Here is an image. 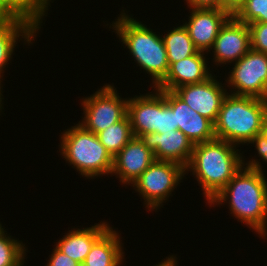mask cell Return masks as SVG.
Here are the masks:
<instances>
[{
    "instance_id": "cell-1",
    "label": "cell",
    "mask_w": 267,
    "mask_h": 266,
    "mask_svg": "<svg viewBox=\"0 0 267 266\" xmlns=\"http://www.w3.org/2000/svg\"><path fill=\"white\" fill-rule=\"evenodd\" d=\"M260 159H251L233 176L209 205L229 203L230 214L259 236L267 235V179ZM246 166V167H245Z\"/></svg>"
},
{
    "instance_id": "cell-2",
    "label": "cell",
    "mask_w": 267,
    "mask_h": 266,
    "mask_svg": "<svg viewBox=\"0 0 267 266\" xmlns=\"http://www.w3.org/2000/svg\"><path fill=\"white\" fill-rule=\"evenodd\" d=\"M236 146L216 138L194 145L185 171L196 177L208 204L243 166L244 158Z\"/></svg>"
},
{
    "instance_id": "cell-3",
    "label": "cell",
    "mask_w": 267,
    "mask_h": 266,
    "mask_svg": "<svg viewBox=\"0 0 267 266\" xmlns=\"http://www.w3.org/2000/svg\"><path fill=\"white\" fill-rule=\"evenodd\" d=\"M267 121V100L228 93L214 123L216 139L234 145H249L263 132Z\"/></svg>"
},
{
    "instance_id": "cell-4",
    "label": "cell",
    "mask_w": 267,
    "mask_h": 266,
    "mask_svg": "<svg viewBox=\"0 0 267 266\" xmlns=\"http://www.w3.org/2000/svg\"><path fill=\"white\" fill-rule=\"evenodd\" d=\"M122 11L111 25L117 37L129 49L134 61L152 76V87H156L167 75L169 63L164 41L141 21Z\"/></svg>"
},
{
    "instance_id": "cell-5",
    "label": "cell",
    "mask_w": 267,
    "mask_h": 266,
    "mask_svg": "<svg viewBox=\"0 0 267 266\" xmlns=\"http://www.w3.org/2000/svg\"><path fill=\"white\" fill-rule=\"evenodd\" d=\"M61 155L82 177L93 178L111 174L113 157L101 144L98 136L81 124L64 131L61 135Z\"/></svg>"
},
{
    "instance_id": "cell-6",
    "label": "cell",
    "mask_w": 267,
    "mask_h": 266,
    "mask_svg": "<svg viewBox=\"0 0 267 266\" xmlns=\"http://www.w3.org/2000/svg\"><path fill=\"white\" fill-rule=\"evenodd\" d=\"M187 172L181 164L155 160L132 184L148 210L160 209Z\"/></svg>"
},
{
    "instance_id": "cell-7",
    "label": "cell",
    "mask_w": 267,
    "mask_h": 266,
    "mask_svg": "<svg viewBox=\"0 0 267 266\" xmlns=\"http://www.w3.org/2000/svg\"><path fill=\"white\" fill-rule=\"evenodd\" d=\"M127 102L128 98L122 99L115 86L107 84L82 99L84 118L79 124L97 135L127 115Z\"/></svg>"
},
{
    "instance_id": "cell-8",
    "label": "cell",
    "mask_w": 267,
    "mask_h": 266,
    "mask_svg": "<svg viewBox=\"0 0 267 266\" xmlns=\"http://www.w3.org/2000/svg\"><path fill=\"white\" fill-rule=\"evenodd\" d=\"M234 64L225 80L231 94L267 100V54L250 49Z\"/></svg>"
},
{
    "instance_id": "cell-9",
    "label": "cell",
    "mask_w": 267,
    "mask_h": 266,
    "mask_svg": "<svg viewBox=\"0 0 267 266\" xmlns=\"http://www.w3.org/2000/svg\"><path fill=\"white\" fill-rule=\"evenodd\" d=\"M214 76L203 82L183 85L173 92L197 113L215 123L227 89Z\"/></svg>"
},
{
    "instance_id": "cell-10",
    "label": "cell",
    "mask_w": 267,
    "mask_h": 266,
    "mask_svg": "<svg viewBox=\"0 0 267 266\" xmlns=\"http://www.w3.org/2000/svg\"><path fill=\"white\" fill-rule=\"evenodd\" d=\"M212 48L213 62L217 66L237 62L251 49L248 25L231 16L220 28Z\"/></svg>"
},
{
    "instance_id": "cell-11",
    "label": "cell",
    "mask_w": 267,
    "mask_h": 266,
    "mask_svg": "<svg viewBox=\"0 0 267 266\" xmlns=\"http://www.w3.org/2000/svg\"><path fill=\"white\" fill-rule=\"evenodd\" d=\"M190 9L189 20L183 25L195 47L199 51L208 53L220 28L232 15L225 9L195 7Z\"/></svg>"
},
{
    "instance_id": "cell-12",
    "label": "cell",
    "mask_w": 267,
    "mask_h": 266,
    "mask_svg": "<svg viewBox=\"0 0 267 266\" xmlns=\"http://www.w3.org/2000/svg\"><path fill=\"white\" fill-rule=\"evenodd\" d=\"M175 113V125L193 145L215 139L214 124L188 106L173 91L158 89Z\"/></svg>"
},
{
    "instance_id": "cell-13",
    "label": "cell",
    "mask_w": 267,
    "mask_h": 266,
    "mask_svg": "<svg viewBox=\"0 0 267 266\" xmlns=\"http://www.w3.org/2000/svg\"><path fill=\"white\" fill-rule=\"evenodd\" d=\"M139 138L153 152L155 160L172 161L183 167L188 165L194 145L181 130L145 133Z\"/></svg>"
},
{
    "instance_id": "cell-14",
    "label": "cell",
    "mask_w": 267,
    "mask_h": 266,
    "mask_svg": "<svg viewBox=\"0 0 267 266\" xmlns=\"http://www.w3.org/2000/svg\"><path fill=\"white\" fill-rule=\"evenodd\" d=\"M155 161L153 152L140 138L133 137L114 157L111 175L120 178V183L133 182Z\"/></svg>"
},
{
    "instance_id": "cell-15",
    "label": "cell",
    "mask_w": 267,
    "mask_h": 266,
    "mask_svg": "<svg viewBox=\"0 0 267 266\" xmlns=\"http://www.w3.org/2000/svg\"><path fill=\"white\" fill-rule=\"evenodd\" d=\"M204 52L198 51L195 55L172 63L165 78L154 88L174 91L187 84L205 81L212 76Z\"/></svg>"
},
{
    "instance_id": "cell-16",
    "label": "cell",
    "mask_w": 267,
    "mask_h": 266,
    "mask_svg": "<svg viewBox=\"0 0 267 266\" xmlns=\"http://www.w3.org/2000/svg\"><path fill=\"white\" fill-rule=\"evenodd\" d=\"M154 89L155 91L153 93L150 92L146 95L140 94V96L128 99L127 115L130 119L134 137L139 138L145 133L156 132L158 120V89Z\"/></svg>"
},
{
    "instance_id": "cell-17",
    "label": "cell",
    "mask_w": 267,
    "mask_h": 266,
    "mask_svg": "<svg viewBox=\"0 0 267 266\" xmlns=\"http://www.w3.org/2000/svg\"><path fill=\"white\" fill-rule=\"evenodd\" d=\"M110 227L106 222L94 226L69 230L58 242L56 247L74 261L84 262L93 243Z\"/></svg>"
},
{
    "instance_id": "cell-18",
    "label": "cell",
    "mask_w": 267,
    "mask_h": 266,
    "mask_svg": "<svg viewBox=\"0 0 267 266\" xmlns=\"http://www.w3.org/2000/svg\"><path fill=\"white\" fill-rule=\"evenodd\" d=\"M36 32L38 33L34 27L22 19L0 18V80L5 72L3 69L13 58L18 38H25L24 41L29 44L36 37Z\"/></svg>"
},
{
    "instance_id": "cell-19",
    "label": "cell",
    "mask_w": 267,
    "mask_h": 266,
    "mask_svg": "<svg viewBox=\"0 0 267 266\" xmlns=\"http://www.w3.org/2000/svg\"><path fill=\"white\" fill-rule=\"evenodd\" d=\"M117 231L109 227L92 245L85 263L88 266H121L124 259Z\"/></svg>"
},
{
    "instance_id": "cell-20",
    "label": "cell",
    "mask_w": 267,
    "mask_h": 266,
    "mask_svg": "<svg viewBox=\"0 0 267 266\" xmlns=\"http://www.w3.org/2000/svg\"><path fill=\"white\" fill-rule=\"evenodd\" d=\"M51 0H1V18H17L28 22L37 31Z\"/></svg>"
},
{
    "instance_id": "cell-21",
    "label": "cell",
    "mask_w": 267,
    "mask_h": 266,
    "mask_svg": "<svg viewBox=\"0 0 267 266\" xmlns=\"http://www.w3.org/2000/svg\"><path fill=\"white\" fill-rule=\"evenodd\" d=\"M169 31L162 37L169 66L174 62L195 55L199 51L192 42L184 25L177 28L174 27L173 30Z\"/></svg>"
},
{
    "instance_id": "cell-22",
    "label": "cell",
    "mask_w": 267,
    "mask_h": 266,
    "mask_svg": "<svg viewBox=\"0 0 267 266\" xmlns=\"http://www.w3.org/2000/svg\"><path fill=\"white\" fill-rule=\"evenodd\" d=\"M97 136L101 144L114 157L134 137L129 116L126 115L119 122L99 132Z\"/></svg>"
},
{
    "instance_id": "cell-23",
    "label": "cell",
    "mask_w": 267,
    "mask_h": 266,
    "mask_svg": "<svg viewBox=\"0 0 267 266\" xmlns=\"http://www.w3.org/2000/svg\"><path fill=\"white\" fill-rule=\"evenodd\" d=\"M0 229V266H23L26 255L25 245L5 234Z\"/></svg>"
},
{
    "instance_id": "cell-24",
    "label": "cell",
    "mask_w": 267,
    "mask_h": 266,
    "mask_svg": "<svg viewBox=\"0 0 267 266\" xmlns=\"http://www.w3.org/2000/svg\"><path fill=\"white\" fill-rule=\"evenodd\" d=\"M237 21L246 23H267V0H245L232 15Z\"/></svg>"
},
{
    "instance_id": "cell-25",
    "label": "cell",
    "mask_w": 267,
    "mask_h": 266,
    "mask_svg": "<svg viewBox=\"0 0 267 266\" xmlns=\"http://www.w3.org/2000/svg\"><path fill=\"white\" fill-rule=\"evenodd\" d=\"M171 130H178L175 125V113H173L171 106L166 102L165 96L158 90V120L156 132L162 134L164 132H171Z\"/></svg>"
},
{
    "instance_id": "cell-26",
    "label": "cell",
    "mask_w": 267,
    "mask_h": 266,
    "mask_svg": "<svg viewBox=\"0 0 267 266\" xmlns=\"http://www.w3.org/2000/svg\"><path fill=\"white\" fill-rule=\"evenodd\" d=\"M251 49L267 54V23H250Z\"/></svg>"
},
{
    "instance_id": "cell-27",
    "label": "cell",
    "mask_w": 267,
    "mask_h": 266,
    "mask_svg": "<svg viewBox=\"0 0 267 266\" xmlns=\"http://www.w3.org/2000/svg\"><path fill=\"white\" fill-rule=\"evenodd\" d=\"M46 266H77L78 262L61 252L56 246Z\"/></svg>"
},
{
    "instance_id": "cell-28",
    "label": "cell",
    "mask_w": 267,
    "mask_h": 266,
    "mask_svg": "<svg viewBox=\"0 0 267 266\" xmlns=\"http://www.w3.org/2000/svg\"><path fill=\"white\" fill-rule=\"evenodd\" d=\"M255 143V144H254ZM255 145L258 156L265 163L267 162V121L265 123L264 130L261 134L256 135L253 140L249 143Z\"/></svg>"
},
{
    "instance_id": "cell-29",
    "label": "cell",
    "mask_w": 267,
    "mask_h": 266,
    "mask_svg": "<svg viewBox=\"0 0 267 266\" xmlns=\"http://www.w3.org/2000/svg\"><path fill=\"white\" fill-rule=\"evenodd\" d=\"M188 8H216L223 9V0H185Z\"/></svg>"
},
{
    "instance_id": "cell-30",
    "label": "cell",
    "mask_w": 267,
    "mask_h": 266,
    "mask_svg": "<svg viewBox=\"0 0 267 266\" xmlns=\"http://www.w3.org/2000/svg\"><path fill=\"white\" fill-rule=\"evenodd\" d=\"M244 2L245 0H223V9L233 15Z\"/></svg>"
},
{
    "instance_id": "cell-31",
    "label": "cell",
    "mask_w": 267,
    "mask_h": 266,
    "mask_svg": "<svg viewBox=\"0 0 267 266\" xmlns=\"http://www.w3.org/2000/svg\"><path fill=\"white\" fill-rule=\"evenodd\" d=\"M177 260L176 258L172 255L170 257H166V260L164 259L162 262L159 264H156L155 266H177Z\"/></svg>"
},
{
    "instance_id": "cell-32",
    "label": "cell",
    "mask_w": 267,
    "mask_h": 266,
    "mask_svg": "<svg viewBox=\"0 0 267 266\" xmlns=\"http://www.w3.org/2000/svg\"><path fill=\"white\" fill-rule=\"evenodd\" d=\"M1 82H2V81L0 80V110L3 109V108H2V107H3V106H2V104H3V103H2V99H3V98L1 97V96H3V95H2V90H1V89H2V88H1V87H2V86H1Z\"/></svg>"
},
{
    "instance_id": "cell-33",
    "label": "cell",
    "mask_w": 267,
    "mask_h": 266,
    "mask_svg": "<svg viewBox=\"0 0 267 266\" xmlns=\"http://www.w3.org/2000/svg\"><path fill=\"white\" fill-rule=\"evenodd\" d=\"M77 266H88L85 262L78 263Z\"/></svg>"
},
{
    "instance_id": "cell-34",
    "label": "cell",
    "mask_w": 267,
    "mask_h": 266,
    "mask_svg": "<svg viewBox=\"0 0 267 266\" xmlns=\"http://www.w3.org/2000/svg\"><path fill=\"white\" fill-rule=\"evenodd\" d=\"M0 18H1V0H0Z\"/></svg>"
}]
</instances>
